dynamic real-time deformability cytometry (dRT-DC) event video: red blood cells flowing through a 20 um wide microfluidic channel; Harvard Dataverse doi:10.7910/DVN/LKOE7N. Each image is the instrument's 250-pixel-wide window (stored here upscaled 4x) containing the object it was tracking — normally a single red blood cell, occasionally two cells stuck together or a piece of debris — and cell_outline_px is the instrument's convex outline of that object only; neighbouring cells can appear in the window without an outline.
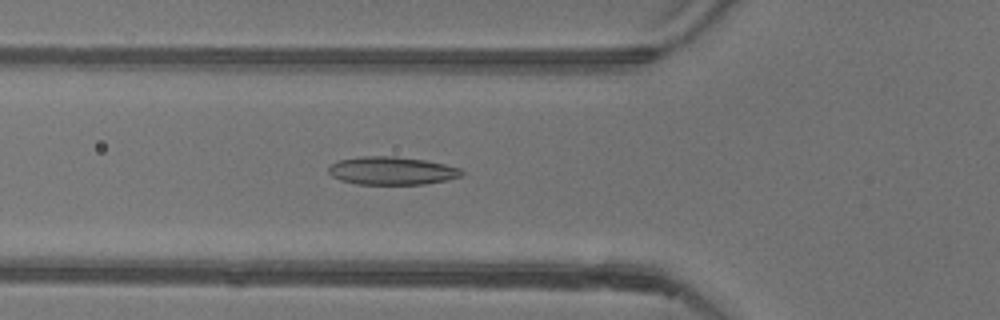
{"species": "common noctule bat (a hibernating species)", "species_latin": "Nyctalus noctula", "temperature_condition": "warm", "stored_images_in_passage": 53, "camera_frame_rate_fps": 3000, "um_per_image_px": 0.085, "animal": {"sex": "female"}, "frame": {"image": 1, "passage_image": 19, "time_ms": 6.0, "image_size_px": [1000, 320], "cell_outline_px": [[464, 172], [460, 176], [448, 180], [424, 184], [356, 184], [340, 180], [332, 176], [328, 172], [328, 168], [336, 160], [360, 156], [396, 156], [424, 160], [444, 164], [460, 168]], "centroid_in_image_um": [33.28, 14.51], "position_along_channel_um": 92.5, "area_um2": 21.85}}
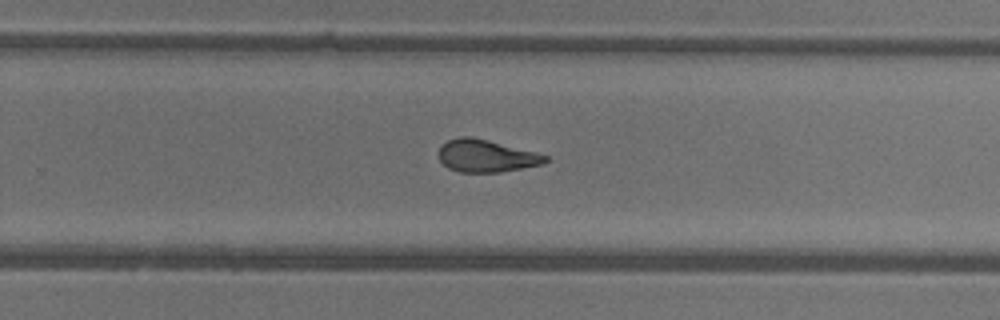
{"frame": {"image": 2, "passage_image": 34, "time_ms": 11.0, "image_size_px": [1000, 320], "cell_outline_px": [[548, 160], [544, 164], [500, 172], [460, 172], [448, 168], [440, 160], [440, 144], [448, 140], [460, 136], [472, 136], [488, 140], [548, 156]], "centroid_in_image_um": [41.3, 13.25], "position_along_channel_um": 288.5, "area_um2": 19.94}}
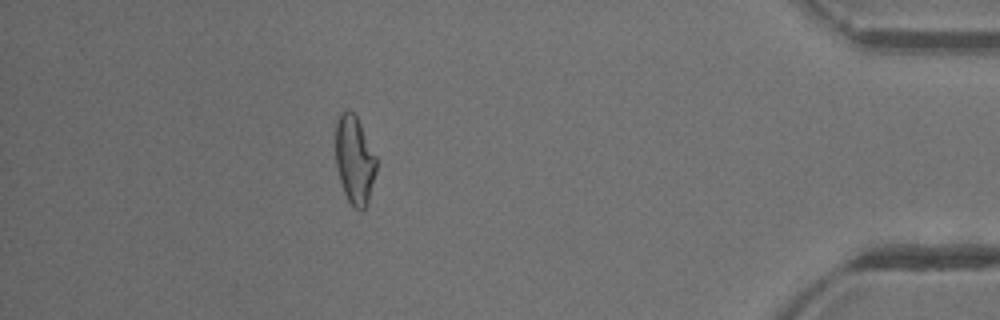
{"frame": {"image": 3, "passage_image": 47, "time_ms": 15.333, "image_size_px": [1000, 320], "cell_outline_px": [[376, 172], [368, 204], [364, 208], [356, 208], [348, 200], [344, 192], [336, 168], [336, 124], [340, 112], [344, 108], [348, 108], [356, 116], [376, 156]], "centroid_in_image_um": [30.13, 13.56], "position_along_channel_um": 405.1, "area_um2": 20.87}, "authors_computed_cell_mechanics": {"area_um2": 21.386, "velocity_mm_per_s": 3.9125, "shape_relaxation_time_tau1_ms": null, "shape_relaxation_time_tau2_ms": 1.5016, "deformation_change_tau1": null, "deformation_change_tau2": 0.0769}}